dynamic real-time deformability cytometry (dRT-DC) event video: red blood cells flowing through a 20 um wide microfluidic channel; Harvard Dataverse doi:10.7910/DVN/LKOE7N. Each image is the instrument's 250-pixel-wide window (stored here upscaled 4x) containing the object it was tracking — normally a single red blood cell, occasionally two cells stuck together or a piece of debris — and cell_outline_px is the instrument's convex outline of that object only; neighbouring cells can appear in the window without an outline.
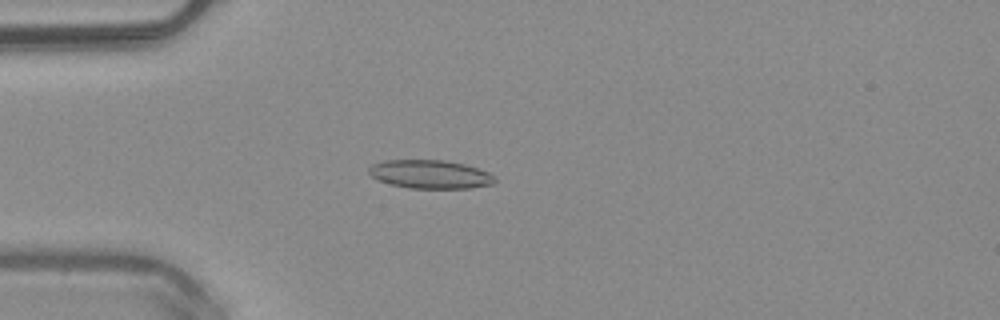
{"species": "common noctule bat (a hibernating species)", "species_latin": "Nyctalus noctula", "temperature_condition": "warm", "stored_images_in_passage": 49, "camera_frame_rate_fps": 3000, "um_per_image_px": 0.085, "animal": {"sex": "male", "body_mass_g": 20.4}, "frame": {"image": 1, "passage_image": 13, "time_ms": 4.0, "image_size_px": [1000, 320], "cell_outline_px": [[496, 180], [492, 184], [468, 188], [408, 188], [376, 180], [368, 172], [368, 168], [372, 164], [384, 160], [444, 160], [464, 164], [488, 172]], "centroid_in_image_um": [36.51, 14.81], "position_along_channel_um": 48.5, "area_um2": 20.81}}
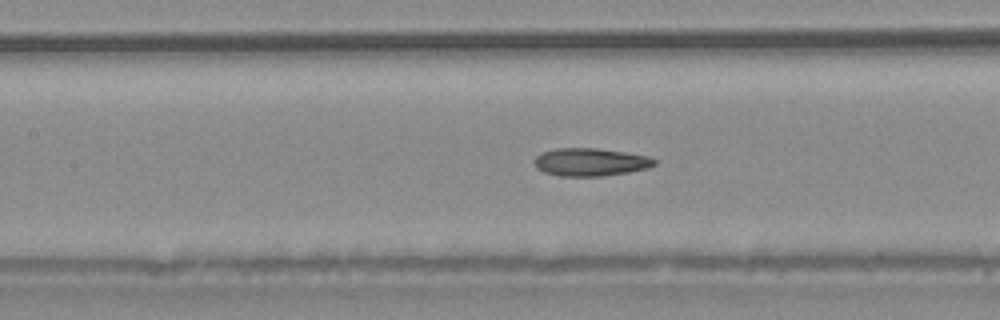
{"frame": {"image": 2, "passage_image": 22, "time_ms": 7.0, "image_size_px": [1000, 320], "cell_outline_px": [[656, 164], [648, 168], [628, 172], [600, 176], [560, 176], [544, 172], [536, 168], [532, 160], [536, 156], [544, 152], [556, 148], [596, 148], [624, 152], [648, 156], [656, 160]], "centroid_in_image_um": [50.16, 13.77], "position_along_channel_um": 157.2, "area_um2": 19.48}}
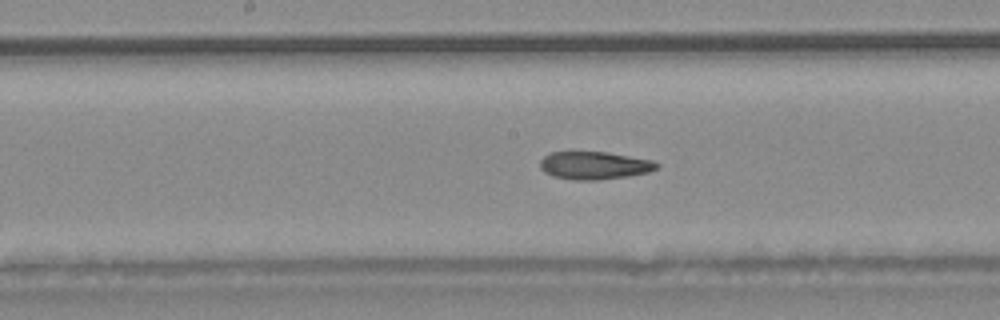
{"frame": {"image": 3, "passage_image": 25, "time_ms": 8.0, "image_size_px": [1000, 320], "cell_outline_px": [[660, 164], [656, 168], [648, 172], [628, 176], [596, 180], [572, 180], [552, 176], [544, 172], [540, 168], [540, 160], [544, 156], [552, 152], [572, 148], [608, 152], [652, 160]], "centroid_in_image_um": [50.44, 14.01], "position_along_channel_um": 197.8, "area_um2": 19.71}, "authors_computed_cell_mechanics": {"area_um2": 19.652, "velocity_mm_per_s": 4.0643, "shape_relaxation_time_tau1_ms": null, "shape_relaxation_time_tau2_ms": 5.5271, "deformation_change_tau1": null, "deformation_change_tau2": 0.1439}}